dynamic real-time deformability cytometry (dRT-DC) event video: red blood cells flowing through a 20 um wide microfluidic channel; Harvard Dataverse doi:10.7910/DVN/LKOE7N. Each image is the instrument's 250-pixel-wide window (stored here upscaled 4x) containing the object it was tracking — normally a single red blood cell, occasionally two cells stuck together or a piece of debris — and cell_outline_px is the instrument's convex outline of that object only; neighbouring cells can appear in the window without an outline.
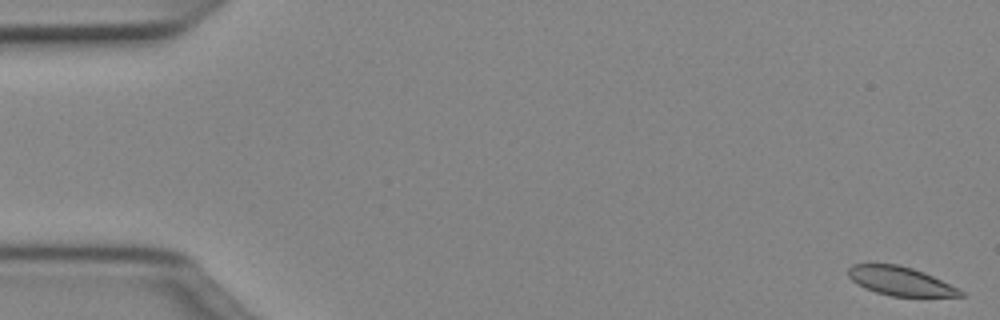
{"species": "Egyptian fruit bat (a non-hibernating species)", "species_latin": "Rousettus aegyptiacus", "temperature_condition": "cold", "stored_images_in_passage": 51, "camera_frame_rate_fps": 3000, "um_per_image_px": 0.085, "animal": {"sex": "female"}, "frame": {"image": 1, "passage_image": 1, "time_ms": 0.0, "image_size_px": [1000, 320], "cell_outline_px": [[964, 296], [892, 296], [876, 292], [864, 288], [856, 284], [848, 276], [848, 268], [852, 264], [900, 264], [924, 272], [964, 292]], "centroid_in_image_um": [76.47, 23.88], "position_along_channel_um": 8.5, "area_um2": 18.61}}
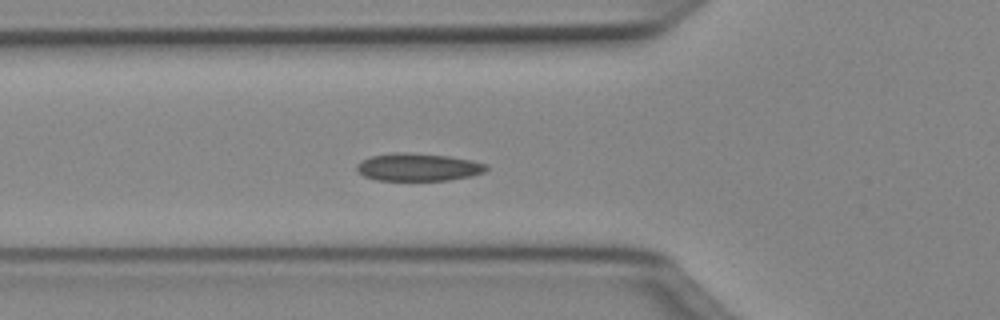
{"frame": {"image": 2, "passage_image": 18, "time_ms": 5.667, "image_size_px": [1000, 320], "cell_outline_px": [[488, 168], [484, 172], [468, 176], [448, 180], [376, 180], [364, 176], [356, 168], [356, 164], [360, 160], [368, 156], [396, 152], [408, 152], [448, 156], [472, 160], [488, 164]], "centroid_in_image_um": [35.51, 14.19], "position_along_channel_um": 90.3, "area_um2": 20.98}}
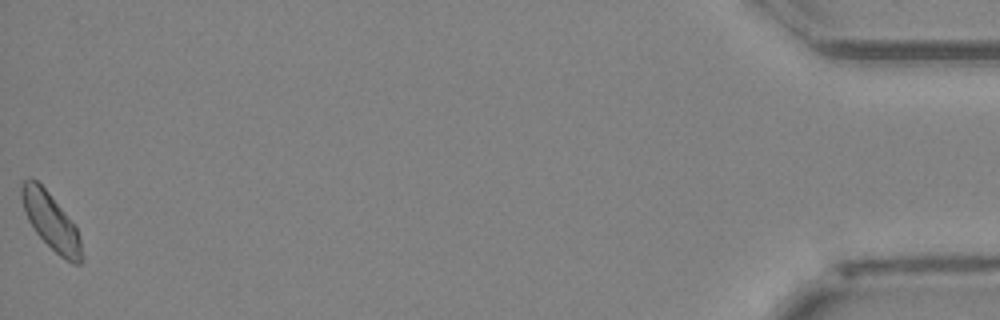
{"frame": {"image": 3, "passage_image": 51, "time_ms": 16.667, "image_size_px": [1000, 320], "cell_outline_px": [[84, 260], [80, 264], [72, 264], [60, 256], [36, 232], [28, 220], [20, 196], [20, 184], [28, 176], [32, 176], [48, 192], [76, 224], [84, 256]], "centroid_in_image_um": [4.35, 18.8], "position_along_channel_um": 430.9, "area_um2": 20.06}, "authors_computed_cell_mechanics": {"area_um2": 19.9988, "velocity_mm_per_s": 3.9833, "shape_relaxation_time_tau1_ms": 4.2501, "shape_relaxation_time_tau2_ms": 4.8507, "deformation_change_tau1": 0.099, "deformation_change_tau2": 0.0704}}